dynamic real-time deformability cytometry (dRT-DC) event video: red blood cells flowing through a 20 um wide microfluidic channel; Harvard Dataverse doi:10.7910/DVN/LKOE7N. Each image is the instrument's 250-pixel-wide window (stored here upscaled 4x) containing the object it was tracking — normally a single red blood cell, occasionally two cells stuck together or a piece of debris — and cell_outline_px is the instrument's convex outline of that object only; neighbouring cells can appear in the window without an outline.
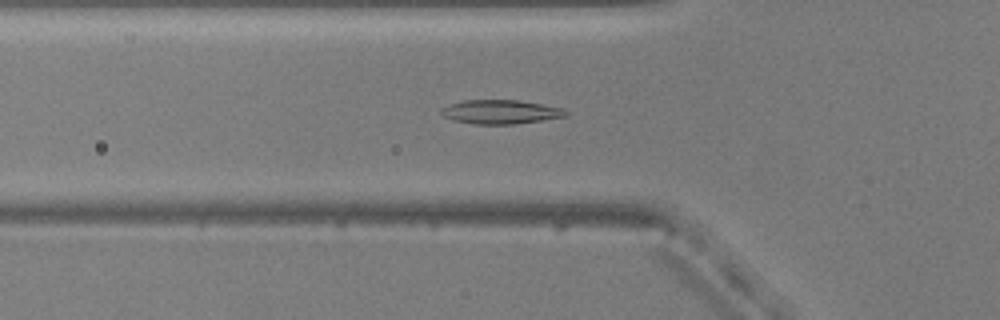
{"species": "common noctule bat (a hibernating species)", "species_latin": "Nyctalus noctula", "temperature_condition": "warm", "stored_images_in_passage": 51, "camera_frame_rate_fps": 3000, "um_per_image_px": 0.085, "animal": {"sex": "male", "body_mass_g": 20.5, "forearm_length_mm": 52.5}, "frame": {"image": 1, "passage_image": 16, "time_ms": 5.0, "image_size_px": [1000, 320], "cell_outline_px": [[572, 112], [568, 116], [516, 124], [476, 124], [456, 120], [444, 116], [440, 112], [440, 108], [448, 104], [464, 100], [516, 100], [564, 108]], "centroid_in_image_um": [42.59, 9.5], "position_along_channel_um": 83.2, "area_um2": 17.46}}
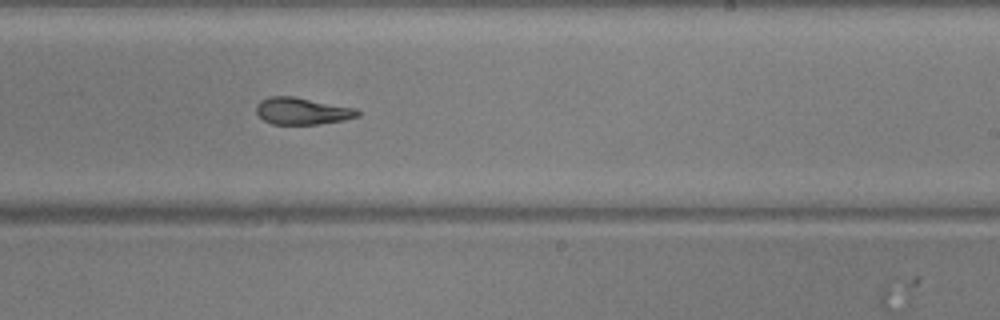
{"frame": {"image": 2, "passage_image": 30, "time_ms": 9.667, "image_size_px": [1000, 320], "cell_outline_px": [[360, 116], [344, 120], [320, 124], [272, 124], [264, 120], [256, 112], [256, 104], [260, 100], [268, 96], [292, 96], [356, 108], [360, 112]], "centroid_in_image_um": [25.68, 9.44], "position_along_channel_um": 263.3, "area_um2": 15.95}}
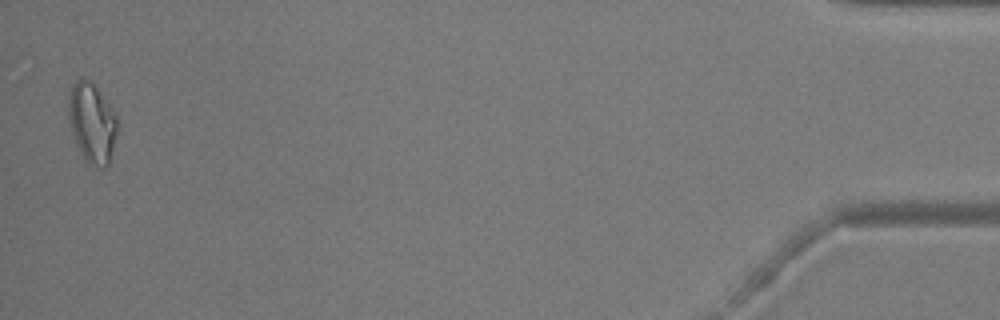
{"frame": {"image": 3, "passage_image": 50, "time_ms": 16.333, "image_size_px": [1000, 320], "cell_outline_px": [[116, 136], [108, 164], [104, 168], [100, 168], [88, 164], [84, 160], [76, 144], [72, 132], [68, 116], [68, 96], [72, 84], [80, 76], [84, 76], [92, 80], [116, 112]], "centroid_in_image_um": [7.8, 10.38], "position_along_channel_um": 427.4, "area_um2": 23.18}, "authors_computed_cell_mechanics": {"area_um2": 17.3978, "velocity_mm_per_s": 3.8392, "shape_relaxation_time_tau1_ms": 11.3356, "shape_relaxation_time_tau2_ms": 3.7525, "deformation_change_tau1": 0.2653, "deformation_change_tau2": 0.0982}}